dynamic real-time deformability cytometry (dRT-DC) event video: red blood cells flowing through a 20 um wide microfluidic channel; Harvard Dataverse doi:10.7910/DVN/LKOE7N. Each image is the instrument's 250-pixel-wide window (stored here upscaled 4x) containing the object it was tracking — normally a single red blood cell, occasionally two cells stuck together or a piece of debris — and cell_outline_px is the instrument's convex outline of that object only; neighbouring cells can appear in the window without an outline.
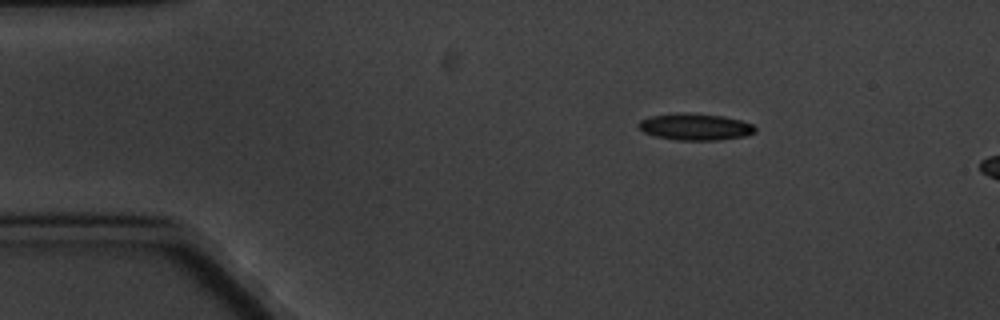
{"species": "common noctule bat (a hibernating species)", "species_latin": "Nyctalus noctula", "temperature_condition": "cold", "stored_images_in_passage": 4, "camera_frame_rate_fps": 3000, "um_per_image_px": 0.085, "animal": {"sex": "male", "body_mass_g": 20.1, "forearm_length_mm": 53.5}, "frame": {"image": 1, "passage_image": 2, "time_ms": 1.333, "image_size_px": [1000, 320], "cell_outline_px": [[756, 132], [744, 136], [720, 140], [676, 140], [656, 136], [644, 132], [636, 124], [640, 120], [648, 116], [688, 112], [724, 116], [740, 120], [752, 124], [756, 128]], "centroid_in_image_um": [59.09, 10.77], "position_along_channel_um": 25.9, "area_um2": 18.21}}